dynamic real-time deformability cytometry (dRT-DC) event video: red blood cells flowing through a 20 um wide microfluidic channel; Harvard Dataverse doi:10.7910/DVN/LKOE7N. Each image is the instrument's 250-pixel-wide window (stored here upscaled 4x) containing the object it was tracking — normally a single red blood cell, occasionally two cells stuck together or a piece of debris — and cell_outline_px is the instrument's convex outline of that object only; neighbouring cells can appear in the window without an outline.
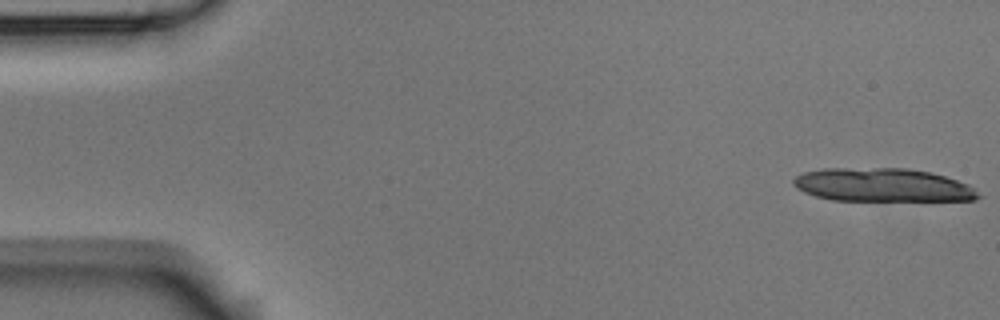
{"species": "Egyptian fruit bat (a non-hibernating species)", "species_latin": "Rousettus aegyptiacus", "temperature_condition": "room temperature", "stored_images_in_passage": 5, "camera_frame_rate_fps": 3000, "um_per_image_px": 0.085, "animal": {"sex": "male"}, "frame": {"image": 1, "passage_image": 1, "time_ms": 0.0, "image_size_px": [1000, 320], "cell_outline_px": [[980, 196], [976, 200], [832, 200], [816, 196], [804, 192], [796, 188], [792, 184], [792, 180], [796, 176], [804, 172], [824, 168], [908, 168], [932, 172], [968, 184]], "centroid_in_image_um": [74.97, 15.72], "position_along_channel_um": 10.0, "area_um2": 35.89}}